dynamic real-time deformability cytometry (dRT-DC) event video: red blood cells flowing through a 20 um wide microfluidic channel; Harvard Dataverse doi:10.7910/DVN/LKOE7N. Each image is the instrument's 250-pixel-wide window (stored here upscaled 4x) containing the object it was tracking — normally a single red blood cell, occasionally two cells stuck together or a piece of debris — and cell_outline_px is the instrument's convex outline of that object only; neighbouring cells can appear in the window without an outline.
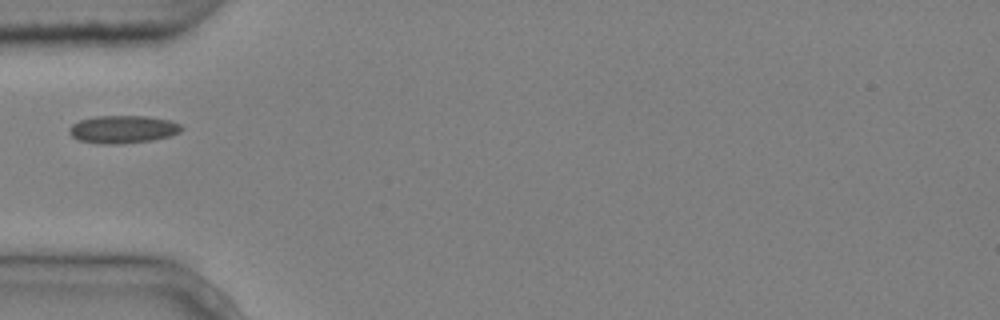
{"species": "common noctule bat (a hibernating species)", "species_latin": "Nyctalus noctula", "temperature_condition": "cold", "stored_images_in_passage": 1, "camera_frame_rate_fps": 3000, "um_per_image_px": 0.085, "animal": {"sex": "male", "body_mass_g": 20.4}, "frame": {"image": 1, "passage_image": 1, "time_ms": 0.0, "image_size_px": [1000, 320], "cell_outline_px": [[184, 128], [180, 132], [172, 136], [152, 140], [120, 144], [100, 144], [80, 140], [72, 136], [68, 132], [68, 128], [72, 124], [80, 120], [96, 116], [148, 116], [168, 120], [180, 124]], "centroid_in_image_um": [10.46, 10.99], "position_along_channel_um": 74.5, "area_um2": 18.26}}